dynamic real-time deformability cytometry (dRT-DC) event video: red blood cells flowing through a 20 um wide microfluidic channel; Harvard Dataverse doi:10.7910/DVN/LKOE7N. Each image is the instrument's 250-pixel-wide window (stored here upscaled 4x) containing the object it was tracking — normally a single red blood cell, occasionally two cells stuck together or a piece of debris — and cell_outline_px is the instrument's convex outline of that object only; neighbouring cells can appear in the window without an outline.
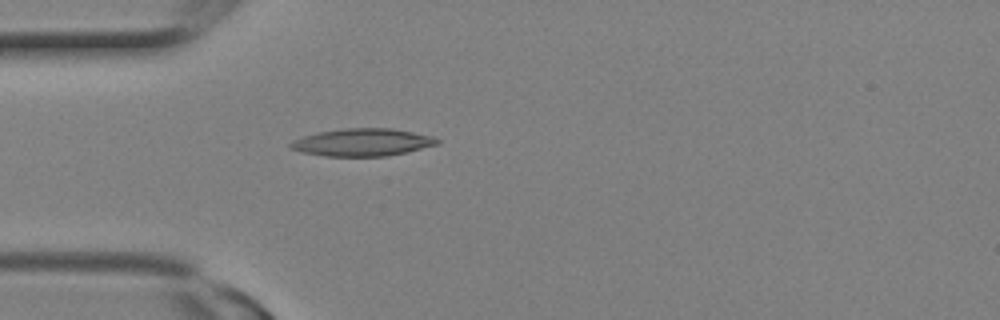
{"species": "Egyptian fruit bat (a non-hibernating species)", "species_latin": "Rousettus aegyptiacus", "temperature_condition": "room temperature", "stored_images_in_passage": 3, "camera_frame_rate_fps": 3000, "um_per_image_px": 0.085, "animal": {"sex": "female"}, "frame": {"image": 1, "passage_image": 3, "time_ms": 0.667, "image_size_px": [1000, 320], "cell_outline_px": [[440, 144], [388, 156], [324, 156], [304, 152], [288, 148], [288, 144], [292, 140], [304, 136], [320, 132], [344, 128], [392, 128], [432, 136], [440, 140]], "centroid_in_image_um": [30.8, 12.1], "position_along_channel_um": 54.2, "area_um2": 23.47}}